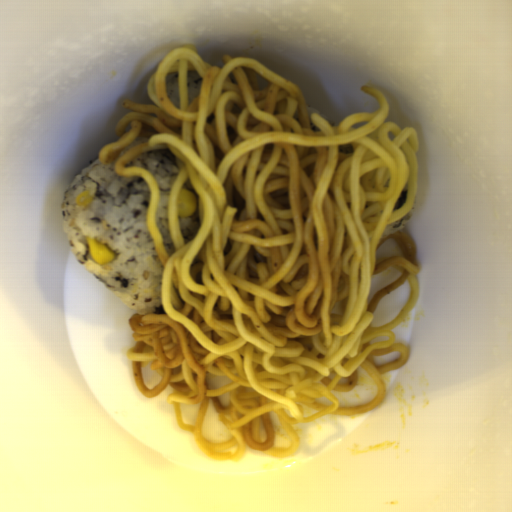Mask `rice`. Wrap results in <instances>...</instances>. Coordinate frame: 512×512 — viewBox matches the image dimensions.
I'll list each match as a JSON object with an SVG mask.
<instances>
[{
	"label": "rice",
	"mask_w": 512,
	"mask_h": 512,
	"mask_svg": "<svg viewBox=\"0 0 512 512\" xmlns=\"http://www.w3.org/2000/svg\"><path fill=\"white\" fill-rule=\"evenodd\" d=\"M165 90L173 105L180 110L178 72L165 75Z\"/></svg>",
	"instance_id": "5"
},
{
	"label": "rice",
	"mask_w": 512,
	"mask_h": 512,
	"mask_svg": "<svg viewBox=\"0 0 512 512\" xmlns=\"http://www.w3.org/2000/svg\"><path fill=\"white\" fill-rule=\"evenodd\" d=\"M306 111H307L308 121H309V124H310L312 130H318L319 131V128H320V126L315 124L314 121H313V115H315V114H318V115L322 116L328 122L329 125L335 126V122L333 120H331L323 112H320V111H318V110H316L314 108H311L309 106L306 108Z\"/></svg>",
	"instance_id": "7"
},
{
	"label": "rice",
	"mask_w": 512,
	"mask_h": 512,
	"mask_svg": "<svg viewBox=\"0 0 512 512\" xmlns=\"http://www.w3.org/2000/svg\"><path fill=\"white\" fill-rule=\"evenodd\" d=\"M180 189L190 190L195 198V211L191 216H179V229L183 235L184 244L195 237L200 223V204L197 192L188 177L181 185Z\"/></svg>",
	"instance_id": "3"
},
{
	"label": "rice",
	"mask_w": 512,
	"mask_h": 512,
	"mask_svg": "<svg viewBox=\"0 0 512 512\" xmlns=\"http://www.w3.org/2000/svg\"><path fill=\"white\" fill-rule=\"evenodd\" d=\"M202 78L195 70H186V87L188 105L200 94Z\"/></svg>",
	"instance_id": "4"
},
{
	"label": "rice",
	"mask_w": 512,
	"mask_h": 512,
	"mask_svg": "<svg viewBox=\"0 0 512 512\" xmlns=\"http://www.w3.org/2000/svg\"><path fill=\"white\" fill-rule=\"evenodd\" d=\"M123 166H137L146 170L158 186L159 202L156 209V223L169 259L176 251L168 225V205L173 186L178 178V167L174 160V154L168 149H155L128 160Z\"/></svg>",
	"instance_id": "2"
},
{
	"label": "rice",
	"mask_w": 512,
	"mask_h": 512,
	"mask_svg": "<svg viewBox=\"0 0 512 512\" xmlns=\"http://www.w3.org/2000/svg\"><path fill=\"white\" fill-rule=\"evenodd\" d=\"M409 219H410V213L395 222H390L389 224H387L379 241H381L385 237L389 236L390 234L394 233L395 231H397L398 229L403 227L405 224L408 223Z\"/></svg>",
	"instance_id": "6"
},
{
	"label": "rice",
	"mask_w": 512,
	"mask_h": 512,
	"mask_svg": "<svg viewBox=\"0 0 512 512\" xmlns=\"http://www.w3.org/2000/svg\"><path fill=\"white\" fill-rule=\"evenodd\" d=\"M148 140L144 136L134 139L109 163L92 158L70 182L58 212L76 261L133 311L157 315L165 314L163 262L147 224L149 185L139 175L119 176L114 170L122 155ZM83 190L93 200L81 207L72 200ZM85 236L102 240L115 253V259L96 264Z\"/></svg>",
	"instance_id": "1"
},
{
	"label": "rice",
	"mask_w": 512,
	"mask_h": 512,
	"mask_svg": "<svg viewBox=\"0 0 512 512\" xmlns=\"http://www.w3.org/2000/svg\"><path fill=\"white\" fill-rule=\"evenodd\" d=\"M353 150L352 144H340L339 154H350L353 153Z\"/></svg>",
	"instance_id": "9"
},
{
	"label": "rice",
	"mask_w": 512,
	"mask_h": 512,
	"mask_svg": "<svg viewBox=\"0 0 512 512\" xmlns=\"http://www.w3.org/2000/svg\"><path fill=\"white\" fill-rule=\"evenodd\" d=\"M408 194H409V185H408L407 187H405V188L400 192V194H399V196H398V198H397V200H396V203H395V205H394L393 209L398 208V207H400L401 205H403V204H404V202H405V200H406V198H407V196H408ZM393 209H392V210H393Z\"/></svg>",
	"instance_id": "8"
},
{
	"label": "rice",
	"mask_w": 512,
	"mask_h": 512,
	"mask_svg": "<svg viewBox=\"0 0 512 512\" xmlns=\"http://www.w3.org/2000/svg\"><path fill=\"white\" fill-rule=\"evenodd\" d=\"M294 118L298 119L299 120V110L298 108L296 109V111L294 112Z\"/></svg>",
	"instance_id": "10"
}]
</instances>
